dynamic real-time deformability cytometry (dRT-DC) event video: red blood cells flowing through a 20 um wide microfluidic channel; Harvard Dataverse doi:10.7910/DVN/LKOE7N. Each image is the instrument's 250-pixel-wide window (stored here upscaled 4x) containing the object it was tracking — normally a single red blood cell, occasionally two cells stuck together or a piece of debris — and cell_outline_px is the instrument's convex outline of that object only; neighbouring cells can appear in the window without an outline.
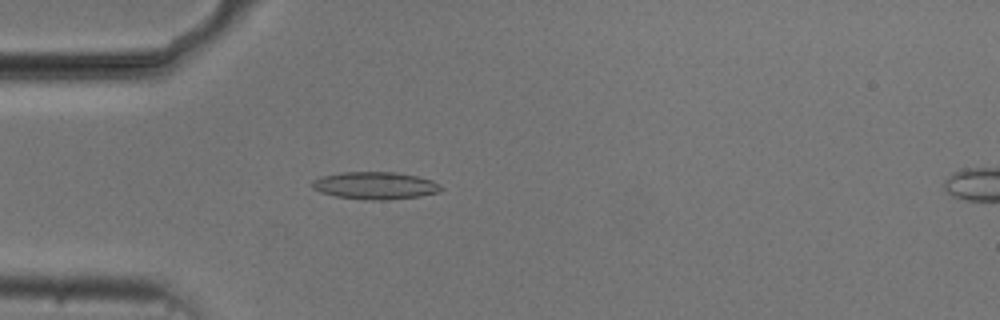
{"species": "common noctule bat (a hibernating species)", "species_latin": "Nyctalus noctula", "temperature_condition": "cold", "stored_images_in_passage": 44, "camera_frame_rate_fps": 3000, "um_per_image_px": 0.085, "animal": {"sex": "male", "body_mass_g": 20.5, "forearm_length_mm": 52.5}, "frame": {"image": 1, "passage_image": 6, "time_ms": 1.667, "image_size_px": [1000, 320], "cell_outline_px": [[444, 188], [440, 192], [420, 196], [388, 200], [372, 200], [336, 196], [320, 192], [312, 188], [312, 180], [320, 176], [340, 172], [396, 172], [416, 176], [432, 180], [440, 184]], "centroid_in_image_um": [31.9, 15.77], "position_along_channel_um": 53.1, "area_um2": 20.69}}
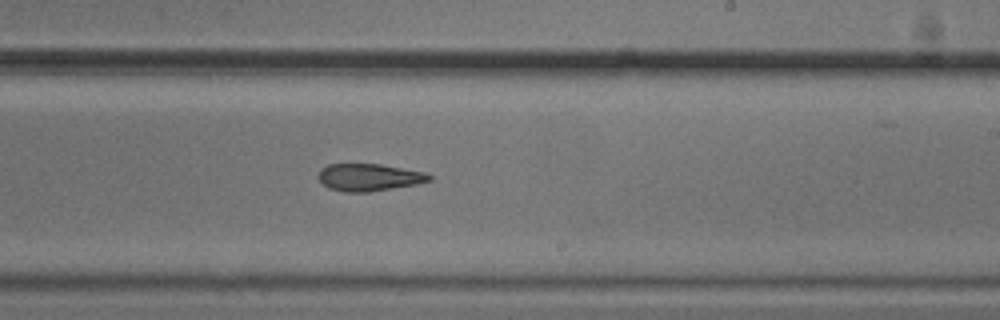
{"frame": {"image": 2, "passage_image": 23, "time_ms": 7.333, "image_size_px": [1000, 320], "cell_outline_px": [[432, 180], [416, 184], [368, 192], [344, 192], [328, 188], [320, 180], [320, 168], [328, 164], [380, 164], [424, 172], [432, 176]], "centroid_in_image_um": [31.37, 15.07], "position_along_channel_um": 257.6, "area_um2": 17.46}}
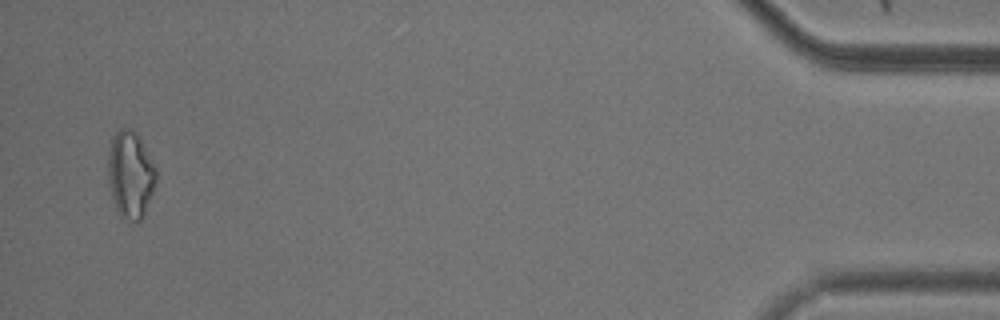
{"frame": {"image": 3, "passage_image": 43, "time_ms": 14.0, "image_size_px": [1000, 320], "cell_outline_px": [[156, 184], [152, 196], [140, 220], [132, 220], [120, 216], [116, 208], [112, 196], [108, 180], [108, 152], [112, 136], [120, 128], [132, 128], [136, 132], [156, 168]], "centroid_in_image_um": [11.08, 14.8], "position_along_channel_um": 424.1, "area_um2": 24.22}, "authors_computed_cell_mechanics": {"area_um2": 18.4382, "velocity_mm_per_s": 3.7327, "shape_relaxation_time_tau1_ms": 4.1414, "shape_relaxation_time_tau2_ms": 4.8769, "deformation_change_tau1": 0.1098, "deformation_change_tau2": 0.1505}}